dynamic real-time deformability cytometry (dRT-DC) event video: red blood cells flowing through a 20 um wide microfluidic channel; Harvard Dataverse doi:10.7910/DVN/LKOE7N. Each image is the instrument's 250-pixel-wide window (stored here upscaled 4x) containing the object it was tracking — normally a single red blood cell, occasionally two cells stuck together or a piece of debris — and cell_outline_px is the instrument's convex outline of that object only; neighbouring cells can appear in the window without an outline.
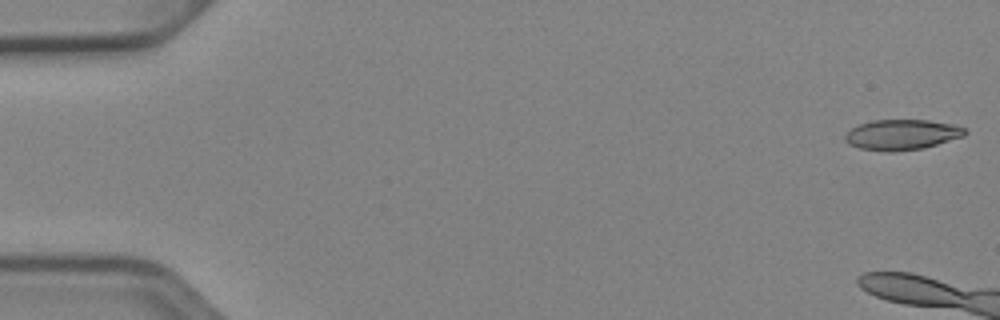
{"species": "Egyptian fruit bat (a non-hibernating species)", "species_latin": "Rousettus aegyptiacus", "temperature_condition": "cold", "stored_images_in_passage": 7, "camera_frame_rate_fps": 3000, "um_per_image_px": 0.085, "animal": {"sex": "female"}, "frame": {"image": 1, "passage_image": 1, "time_ms": 0.0, "image_size_px": [1000, 320], "cell_outline_px": [[968, 132], [964, 136], [924, 148], [896, 152], [888, 152], [860, 148], [848, 144], [844, 140], [844, 136], [852, 128], [860, 124], [872, 120], [928, 120], [956, 124], [964, 128]], "centroid_in_image_um": [76.68, 11.45], "position_along_channel_um": 8.3, "area_um2": 21.39}}